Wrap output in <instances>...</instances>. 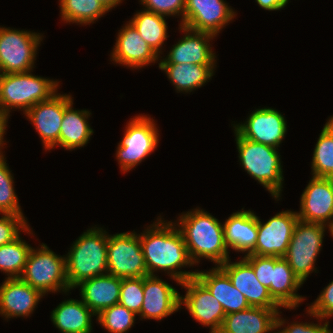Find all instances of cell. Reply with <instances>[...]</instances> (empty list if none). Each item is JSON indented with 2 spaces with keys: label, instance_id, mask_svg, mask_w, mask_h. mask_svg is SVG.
I'll return each instance as SVG.
<instances>
[{
  "label": "cell",
  "instance_id": "cell-36",
  "mask_svg": "<svg viewBox=\"0 0 333 333\" xmlns=\"http://www.w3.org/2000/svg\"><path fill=\"white\" fill-rule=\"evenodd\" d=\"M144 301V277L122 278L119 304L138 315Z\"/></svg>",
  "mask_w": 333,
  "mask_h": 333
},
{
  "label": "cell",
  "instance_id": "cell-44",
  "mask_svg": "<svg viewBox=\"0 0 333 333\" xmlns=\"http://www.w3.org/2000/svg\"><path fill=\"white\" fill-rule=\"evenodd\" d=\"M109 11L115 8L122 0H99Z\"/></svg>",
  "mask_w": 333,
  "mask_h": 333
},
{
  "label": "cell",
  "instance_id": "cell-25",
  "mask_svg": "<svg viewBox=\"0 0 333 333\" xmlns=\"http://www.w3.org/2000/svg\"><path fill=\"white\" fill-rule=\"evenodd\" d=\"M242 210L231 214L223 223L224 240L228 249L248 255L257 241V215L250 210Z\"/></svg>",
  "mask_w": 333,
  "mask_h": 333
},
{
  "label": "cell",
  "instance_id": "cell-45",
  "mask_svg": "<svg viewBox=\"0 0 333 333\" xmlns=\"http://www.w3.org/2000/svg\"><path fill=\"white\" fill-rule=\"evenodd\" d=\"M0 122H8V117L2 111L1 106H0Z\"/></svg>",
  "mask_w": 333,
  "mask_h": 333
},
{
  "label": "cell",
  "instance_id": "cell-3",
  "mask_svg": "<svg viewBox=\"0 0 333 333\" xmlns=\"http://www.w3.org/2000/svg\"><path fill=\"white\" fill-rule=\"evenodd\" d=\"M107 244L106 230L96 225L73 242L66 255V276L70 290L82 281L108 273Z\"/></svg>",
  "mask_w": 333,
  "mask_h": 333
},
{
  "label": "cell",
  "instance_id": "cell-39",
  "mask_svg": "<svg viewBox=\"0 0 333 333\" xmlns=\"http://www.w3.org/2000/svg\"><path fill=\"white\" fill-rule=\"evenodd\" d=\"M306 311L307 315L320 319V321L333 317V281L322 290Z\"/></svg>",
  "mask_w": 333,
  "mask_h": 333
},
{
  "label": "cell",
  "instance_id": "cell-18",
  "mask_svg": "<svg viewBox=\"0 0 333 333\" xmlns=\"http://www.w3.org/2000/svg\"><path fill=\"white\" fill-rule=\"evenodd\" d=\"M219 267L228 275L233 286L245 296L250 307L281 309L268 289L258 281L252 266L244 258L238 262L228 259Z\"/></svg>",
  "mask_w": 333,
  "mask_h": 333
},
{
  "label": "cell",
  "instance_id": "cell-42",
  "mask_svg": "<svg viewBox=\"0 0 333 333\" xmlns=\"http://www.w3.org/2000/svg\"><path fill=\"white\" fill-rule=\"evenodd\" d=\"M260 8L268 11H276L284 8L289 0H255Z\"/></svg>",
  "mask_w": 333,
  "mask_h": 333
},
{
  "label": "cell",
  "instance_id": "cell-15",
  "mask_svg": "<svg viewBox=\"0 0 333 333\" xmlns=\"http://www.w3.org/2000/svg\"><path fill=\"white\" fill-rule=\"evenodd\" d=\"M236 17L224 0H186L182 26L217 36Z\"/></svg>",
  "mask_w": 333,
  "mask_h": 333
},
{
  "label": "cell",
  "instance_id": "cell-29",
  "mask_svg": "<svg viewBox=\"0 0 333 333\" xmlns=\"http://www.w3.org/2000/svg\"><path fill=\"white\" fill-rule=\"evenodd\" d=\"M165 71L169 81L178 92H192L212 79L216 65H198L191 63L158 64Z\"/></svg>",
  "mask_w": 333,
  "mask_h": 333
},
{
  "label": "cell",
  "instance_id": "cell-46",
  "mask_svg": "<svg viewBox=\"0 0 333 333\" xmlns=\"http://www.w3.org/2000/svg\"><path fill=\"white\" fill-rule=\"evenodd\" d=\"M331 235L333 236V226L331 227V231H330Z\"/></svg>",
  "mask_w": 333,
  "mask_h": 333
},
{
  "label": "cell",
  "instance_id": "cell-26",
  "mask_svg": "<svg viewBox=\"0 0 333 333\" xmlns=\"http://www.w3.org/2000/svg\"><path fill=\"white\" fill-rule=\"evenodd\" d=\"M303 285L284 257H274L272 283L268 289L273 300L282 308L295 309L304 301L297 290Z\"/></svg>",
  "mask_w": 333,
  "mask_h": 333
},
{
  "label": "cell",
  "instance_id": "cell-38",
  "mask_svg": "<svg viewBox=\"0 0 333 333\" xmlns=\"http://www.w3.org/2000/svg\"><path fill=\"white\" fill-rule=\"evenodd\" d=\"M144 10L163 16H181L179 25L183 24L186 0H140Z\"/></svg>",
  "mask_w": 333,
  "mask_h": 333
},
{
  "label": "cell",
  "instance_id": "cell-32",
  "mask_svg": "<svg viewBox=\"0 0 333 333\" xmlns=\"http://www.w3.org/2000/svg\"><path fill=\"white\" fill-rule=\"evenodd\" d=\"M312 176L333 178V116L325 123L312 157Z\"/></svg>",
  "mask_w": 333,
  "mask_h": 333
},
{
  "label": "cell",
  "instance_id": "cell-41",
  "mask_svg": "<svg viewBox=\"0 0 333 333\" xmlns=\"http://www.w3.org/2000/svg\"><path fill=\"white\" fill-rule=\"evenodd\" d=\"M243 258L252 266L258 281L269 289L272 283L274 257L248 254Z\"/></svg>",
  "mask_w": 333,
  "mask_h": 333
},
{
  "label": "cell",
  "instance_id": "cell-24",
  "mask_svg": "<svg viewBox=\"0 0 333 333\" xmlns=\"http://www.w3.org/2000/svg\"><path fill=\"white\" fill-rule=\"evenodd\" d=\"M280 309L249 307L226 314L218 333H270L274 331Z\"/></svg>",
  "mask_w": 333,
  "mask_h": 333
},
{
  "label": "cell",
  "instance_id": "cell-37",
  "mask_svg": "<svg viewBox=\"0 0 333 333\" xmlns=\"http://www.w3.org/2000/svg\"><path fill=\"white\" fill-rule=\"evenodd\" d=\"M33 234L24 215L2 214L0 217V246L14 241L20 232Z\"/></svg>",
  "mask_w": 333,
  "mask_h": 333
},
{
  "label": "cell",
  "instance_id": "cell-5",
  "mask_svg": "<svg viewBox=\"0 0 333 333\" xmlns=\"http://www.w3.org/2000/svg\"><path fill=\"white\" fill-rule=\"evenodd\" d=\"M31 72L0 74V106L7 117L13 108L25 113L57 93V80L36 76Z\"/></svg>",
  "mask_w": 333,
  "mask_h": 333
},
{
  "label": "cell",
  "instance_id": "cell-27",
  "mask_svg": "<svg viewBox=\"0 0 333 333\" xmlns=\"http://www.w3.org/2000/svg\"><path fill=\"white\" fill-rule=\"evenodd\" d=\"M93 316L96 315L82 300L70 298L51 312V321L62 333H91Z\"/></svg>",
  "mask_w": 333,
  "mask_h": 333
},
{
  "label": "cell",
  "instance_id": "cell-2",
  "mask_svg": "<svg viewBox=\"0 0 333 333\" xmlns=\"http://www.w3.org/2000/svg\"><path fill=\"white\" fill-rule=\"evenodd\" d=\"M178 218L175 224L179 227L194 265L200 262V258L211 260L216 266L230 259L223 224L217 218L199 207L182 213Z\"/></svg>",
  "mask_w": 333,
  "mask_h": 333
},
{
  "label": "cell",
  "instance_id": "cell-10",
  "mask_svg": "<svg viewBox=\"0 0 333 333\" xmlns=\"http://www.w3.org/2000/svg\"><path fill=\"white\" fill-rule=\"evenodd\" d=\"M107 267L108 274L120 278L148 276L140 234L134 231L108 234Z\"/></svg>",
  "mask_w": 333,
  "mask_h": 333
},
{
  "label": "cell",
  "instance_id": "cell-30",
  "mask_svg": "<svg viewBox=\"0 0 333 333\" xmlns=\"http://www.w3.org/2000/svg\"><path fill=\"white\" fill-rule=\"evenodd\" d=\"M166 16L147 10H140L134 14L129 22L135 27L142 39L160 56L162 46L167 40Z\"/></svg>",
  "mask_w": 333,
  "mask_h": 333
},
{
  "label": "cell",
  "instance_id": "cell-20",
  "mask_svg": "<svg viewBox=\"0 0 333 333\" xmlns=\"http://www.w3.org/2000/svg\"><path fill=\"white\" fill-rule=\"evenodd\" d=\"M179 309L180 293L173 286L156 275L144 277V301L138 316L161 321Z\"/></svg>",
  "mask_w": 333,
  "mask_h": 333
},
{
  "label": "cell",
  "instance_id": "cell-17",
  "mask_svg": "<svg viewBox=\"0 0 333 333\" xmlns=\"http://www.w3.org/2000/svg\"><path fill=\"white\" fill-rule=\"evenodd\" d=\"M184 32L176 44L172 45L169 53L164 59H159L158 64H182L191 63L198 65H215L216 54L213 53L210 41L214 35L191 30L179 25Z\"/></svg>",
  "mask_w": 333,
  "mask_h": 333
},
{
  "label": "cell",
  "instance_id": "cell-35",
  "mask_svg": "<svg viewBox=\"0 0 333 333\" xmlns=\"http://www.w3.org/2000/svg\"><path fill=\"white\" fill-rule=\"evenodd\" d=\"M136 316L133 311L118 303L102 310L97 320L109 333H126L134 325Z\"/></svg>",
  "mask_w": 333,
  "mask_h": 333
},
{
  "label": "cell",
  "instance_id": "cell-40",
  "mask_svg": "<svg viewBox=\"0 0 333 333\" xmlns=\"http://www.w3.org/2000/svg\"><path fill=\"white\" fill-rule=\"evenodd\" d=\"M280 313L281 311L278 312L277 315V321L274 327V332L273 333H333L331 329H329V321L325 320L323 324L319 322V324L315 323H300V322H292V324H288L285 319L281 318ZM285 323H287V327H285ZM281 329V327H283ZM280 329V330H277ZM277 330V331H275Z\"/></svg>",
  "mask_w": 333,
  "mask_h": 333
},
{
  "label": "cell",
  "instance_id": "cell-1",
  "mask_svg": "<svg viewBox=\"0 0 333 333\" xmlns=\"http://www.w3.org/2000/svg\"><path fill=\"white\" fill-rule=\"evenodd\" d=\"M140 242L148 275H157L154 274L155 271L163 270L179 285L195 277L197 271H180L182 267H190L194 263L175 222H165L158 217L156 222L140 234Z\"/></svg>",
  "mask_w": 333,
  "mask_h": 333
},
{
  "label": "cell",
  "instance_id": "cell-22",
  "mask_svg": "<svg viewBox=\"0 0 333 333\" xmlns=\"http://www.w3.org/2000/svg\"><path fill=\"white\" fill-rule=\"evenodd\" d=\"M122 278L110 274L82 281L81 300L97 316L102 310L119 303Z\"/></svg>",
  "mask_w": 333,
  "mask_h": 333
},
{
  "label": "cell",
  "instance_id": "cell-23",
  "mask_svg": "<svg viewBox=\"0 0 333 333\" xmlns=\"http://www.w3.org/2000/svg\"><path fill=\"white\" fill-rule=\"evenodd\" d=\"M195 277L209 290L222 305L225 314H231L250 307L245 296L232 284L228 275L219 267L209 271H198Z\"/></svg>",
  "mask_w": 333,
  "mask_h": 333
},
{
  "label": "cell",
  "instance_id": "cell-19",
  "mask_svg": "<svg viewBox=\"0 0 333 333\" xmlns=\"http://www.w3.org/2000/svg\"><path fill=\"white\" fill-rule=\"evenodd\" d=\"M160 56L142 39L135 27L127 22L119 30L111 53V61L139 69L159 61Z\"/></svg>",
  "mask_w": 333,
  "mask_h": 333
},
{
  "label": "cell",
  "instance_id": "cell-12",
  "mask_svg": "<svg viewBox=\"0 0 333 333\" xmlns=\"http://www.w3.org/2000/svg\"><path fill=\"white\" fill-rule=\"evenodd\" d=\"M72 101L69 94L55 93L49 100L37 103L24 113L38 132L46 151L59 145L64 109Z\"/></svg>",
  "mask_w": 333,
  "mask_h": 333
},
{
  "label": "cell",
  "instance_id": "cell-28",
  "mask_svg": "<svg viewBox=\"0 0 333 333\" xmlns=\"http://www.w3.org/2000/svg\"><path fill=\"white\" fill-rule=\"evenodd\" d=\"M72 106L73 101L64 109L59 134V146L70 151L85 146L94 133L87 121L91 112L76 110Z\"/></svg>",
  "mask_w": 333,
  "mask_h": 333
},
{
  "label": "cell",
  "instance_id": "cell-33",
  "mask_svg": "<svg viewBox=\"0 0 333 333\" xmlns=\"http://www.w3.org/2000/svg\"><path fill=\"white\" fill-rule=\"evenodd\" d=\"M32 246L21 239L0 246V271L7 274V278H20Z\"/></svg>",
  "mask_w": 333,
  "mask_h": 333
},
{
  "label": "cell",
  "instance_id": "cell-7",
  "mask_svg": "<svg viewBox=\"0 0 333 333\" xmlns=\"http://www.w3.org/2000/svg\"><path fill=\"white\" fill-rule=\"evenodd\" d=\"M130 119L116 150V159L123 173L129 172L154 152L160 137L154 119L148 115Z\"/></svg>",
  "mask_w": 333,
  "mask_h": 333
},
{
  "label": "cell",
  "instance_id": "cell-13",
  "mask_svg": "<svg viewBox=\"0 0 333 333\" xmlns=\"http://www.w3.org/2000/svg\"><path fill=\"white\" fill-rule=\"evenodd\" d=\"M286 123L278 110L265 107L252 111L244 123L232 125L243 138L278 149L287 133Z\"/></svg>",
  "mask_w": 333,
  "mask_h": 333
},
{
  "label": "cell",
  "instance_id": "cell-31",
  "mask_svg": "<svg viewBox=\"0 0 333 333\" xmlns=\"http://www.w3.org/2000/svg\"><path fill=\"white\" fill-rule=\"evenodd\" d=\"M60 14L65 23L90 25L109 10L99 0H59Z\"/></svg>",
  "mask_w": 333,
  "mask_h": 333
},
{
  "label": "cell",
  "instance_id": "cell-16",
  "mask_svg": "<svg viewBox=\"0 0 333 333\" xmlns=\"http://www.w3.org/2000/svg\"><path fill=\"white\" fill-rule=\"evenodd\" d=\"M299 220L333 226V178L313 177L300 198Z\"/></svg>",
  "mask_w": 333,
  "mask_h": 333
},
{
  "label": "cell",
  "instance_id": "cell-4",
  "mask_svg": "<svg viewBox=\"0 0 333 333\" xmlns=\"http://www.w3.org/2000/svg\"><path fill=\"white\" fill-rule=\"evenodd\" d=\"M234 134L243 169L266 188L275 200H280L284 177L279 150L245 139L235 129Z\"/></svg>",
  "mask_w": 333,
  "mask_h": 333
},
{
  "label": "cell",
  "instance_id": "cell-6",
  "mask_svg": "<svg viewBox=\"0 0 333 333\" xmlns=\"http://www.w3.org/2000/svg\"><path fill=\"white\" fill-rule=\"evenodd\" d=\"M20 278L44 296L49 292L70 291L65 255H57L44 243L38 249L32 247Z\"/></svg>",
  "mask_w": 333,
  "mask_h": 333
},
{
  "label": "cell",
  "instance_id": "cell-34",
  "mask_svg": "<svg viewBox=\"0 0 333 333\" xmlns=\"http://www.w3.org/2000/svg\"><path fill=\"white\" fill-rule=\"evenodd\" d=\"M4 155L0 156V214L24 215L14 190V177Z\"/></svg>",
  "mask_w": 333,
  "mask_h": 333
},
{
  "label": "cell",
  "instance_id": "cell-8",
  "mask_svg": "<svg viewBox=\"0 0 333 333\" xmlns=\"http://www.w3.org/2000/svg\"><path fill=\"white\" fill-rule=\"evenodd\" d=\"M325 224L298 220L284 258L299 280L304 283L309 274L316 272L315 262L321 251Z\"/></svg>",
  "mask_w": 333,
  "mask_h": 333
},
{
  "label": "cell",
  "instance_id": "cell-43",
  "mask_svg": "<svg viewBox=\"0 0 333 333\" xmlns=\"http://www.w3.org/2000/svg\"><path fill=\"white\" fill-rule=\"evenodd\" d=\"M7 128V122H0V156L3 155L2 153V148L4 145H6L4 142V134H5V130Z\"/></svg>",
  "mask_w": 333,
  "mask_h": 333
},
{
  "label": "cell",
  "instance_id": "cell-14",
  "mask_svg": "<svg viewBox=\"0 0 333 333\" xmlns=\"http://www.w3.org/2000/svg\"><path fill=\"white\" fill-rule=\"evenodd\" d=\"M181 286L187 291L185 296H180V307L184 304L194 320L209 326V333H218L226 316L222 305L196 277L182 282Z\"/></svg>",
  "mask_w": 333,
  "mask_h": 333
},
{
  "label": "cell",
  "instance_id": "cell-21",
  "mask_svg": "<svg viewBox=\"0 0 333 333\" xmlns=\"http://www.w3.org/2000/svg\"><path fill=\"white\" fill-rule=\"evenodd\" d=\"M44 295L21 278H5L0 286V315L7 318L30 316Z\"/></svg>",
  "mask_w": 333,
  "mask_h": 333
},
{
  "label": "cell",
  "instance_id": "cell-11",
  "mask_svg": "<svg viewBox=\"0 0 333 333\" xmlns=\"http://www.w3.org/2000/svg\"><path fill=\"white\" fill-rule=\"evenodd\" d=\"M257 216V241L250 253L258 256L284 257L288 250L295 224L299 218L297 212L285 210L271 217L266 223Z\"/></svg>",
  "mask_w": 333,
  "mask_h": 333
},
{
  "label": "cell",
  "instance_id": "cell-9",
  "mask_svg": "<svg viewBox=\"0 0 333 333\" xmlns=\"http://www.w3.org/2000/svg\"><path fill=\"white\" fill-rule=\"evenodd\" d=\"M42 36L40 33L0 26V74L32 71Z\"/></svg>",
  "mask_w": 333,
  "mask_h": 333
}]
</instances>
